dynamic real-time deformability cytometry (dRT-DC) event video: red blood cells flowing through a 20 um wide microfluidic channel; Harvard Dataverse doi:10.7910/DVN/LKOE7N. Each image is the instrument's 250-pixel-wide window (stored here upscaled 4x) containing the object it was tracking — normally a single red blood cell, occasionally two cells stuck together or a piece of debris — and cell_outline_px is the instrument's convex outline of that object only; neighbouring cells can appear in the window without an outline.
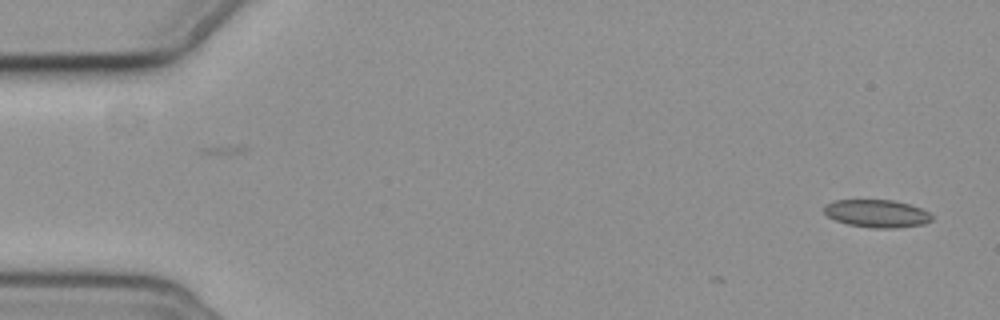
{"species": "common noctule bat (a hibernating species)", "species_latin": "Nyctalus noctula", "temperature_condition": "cold", "stored_images_in_passage": 2, "camera_frame_rate_fps": 3000, "um_per_image_px": 0.085, "animal": {"sex": "female", "body_mass_g": 19.3, "forearm_length_mm": 54.1}, "frame": {"image": 1, "passage_image": 2, "time_ms": 2.333, "image_size_px": [1000, 320], "cell_outline_px": [[932, 220], [924, 224], [896, 228], [872, 228], [848, 224], [836, 220], [828, 216], [824, 212], [824, 204], [836, 200], [892, 200], [908, 204], [920, 208], [928, 212], [932, 216]], "centroid_in_image_um": [74.52, 18.15], "position_along_channel_um": 10.5, "area_um2": 17.34}}